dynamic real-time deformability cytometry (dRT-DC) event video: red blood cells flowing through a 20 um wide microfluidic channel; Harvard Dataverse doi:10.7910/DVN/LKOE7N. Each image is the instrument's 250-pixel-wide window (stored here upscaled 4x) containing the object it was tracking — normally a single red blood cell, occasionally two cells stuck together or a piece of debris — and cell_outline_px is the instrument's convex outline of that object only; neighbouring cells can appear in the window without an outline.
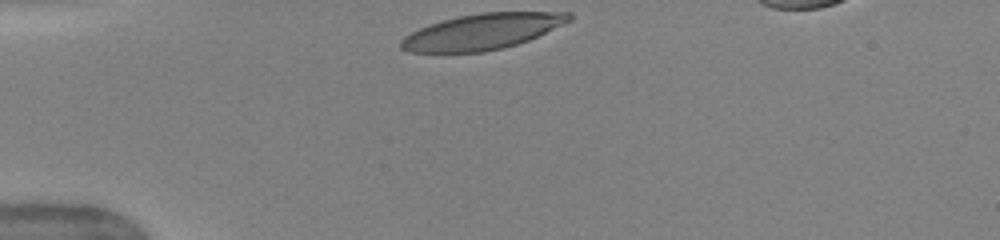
{"species": "human", "species_latin": "Homo sapiens", "temperature_condition": "warm", "stored_images_in_passage": 31, "camera_frame_rate_fps": 3000, "um_per_image_px": 0.085, "donor": {"sex": "female"}, "frame": {"image": 1, "passage_image": 1, "time_ms": 0.0, "image_size_px": [1000, 240], "cell_outline_px": [[572, 20], [528, 40], [516, 44], [484, 52], [408, 52], [400, 48], [400, 40], [404, 36], [420, 28], [444, 20], [460, 16], [480, 12], [572, 12]], "centroid_in_image_um": [40.99, 2.68], "position_along_channel_um": 44.0, "area_um2": 34.68}, "authors_computed_cell_mechanics": {"area_um2": 37.0498, "velocity_mm_per_s": 4.0494, "shape_relaxation_time_tau1_ms": 2.9313, "shape_relaxation_time_tau2_ms": 0.5581, "deformation_change_tau1": 0.1779, "deformation_change_tau2": 0.0742}}